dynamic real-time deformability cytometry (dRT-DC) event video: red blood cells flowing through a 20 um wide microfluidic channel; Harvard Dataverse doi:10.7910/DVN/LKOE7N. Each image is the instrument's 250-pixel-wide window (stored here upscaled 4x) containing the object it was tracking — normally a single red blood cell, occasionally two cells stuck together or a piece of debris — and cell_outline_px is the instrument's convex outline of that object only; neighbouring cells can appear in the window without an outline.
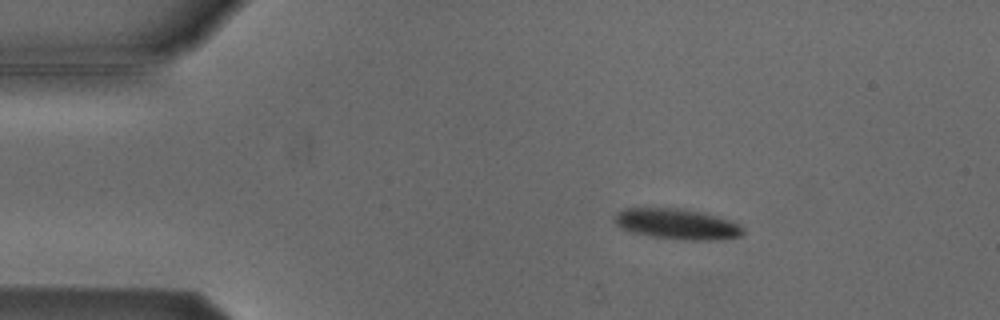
{"species": "Egyptian fruit bat (a non-hibernating species)", "species_latin": "Rousettus aegyptiacus", "temperature_condition": "cold", "stored_images_in_passage": 4, "camera_frame_rate_fps": 3000, "um_per_image_px": 0.085, "animal": {"sex": "male"}, "frame": {"image": 1, "passage_image": 2, "time_ms": 1.0, "image_size_px": [1000, 320], "cell_outline_px": [[744, 232], [740, 236], [720, 240], [680, 240], [652, 236], [632, 232], [620, 228], [612, 220], [616, 212], [624, 208], [676, 208], [696, 212], [728, 220], [744, 228]], "centroid_in_image_um": [57.47, 19.06], "position_along_channel_um": 27.5, "area_um2": 22.66}}
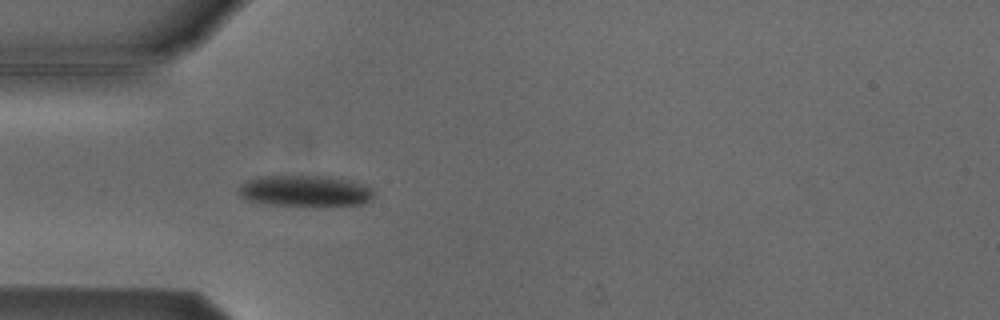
{"frame": {"image": 2, "passage_image": 4, "time_ms": 3.333, "image_size_px": [1000, 320], "cell_outline_px": [[372, 200], [364, 204], [316, 208], [264, 204], [248, 200], [240, 196], [240, 184], [248, 180], [260, 176], [328, 176], [352, 180], [364, 184], [372, 188]], "centroid_in_image_um": [25.99, 16.27], "position_along_channel_um": 59.0, "area_um2": 25.49}}